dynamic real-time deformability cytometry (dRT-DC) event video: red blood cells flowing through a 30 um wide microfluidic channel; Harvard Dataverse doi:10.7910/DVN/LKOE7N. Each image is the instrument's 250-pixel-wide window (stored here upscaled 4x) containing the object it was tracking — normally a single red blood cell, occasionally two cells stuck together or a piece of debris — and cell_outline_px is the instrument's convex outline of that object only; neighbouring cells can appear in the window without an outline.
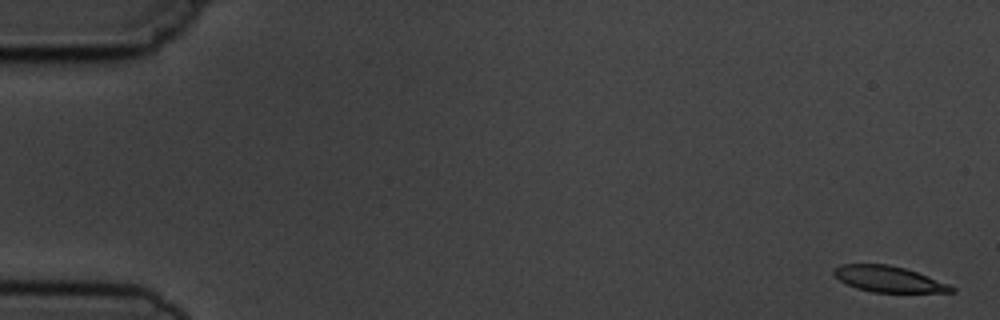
{"species": "common noctule bat (a hibernating species)", "species_latin": "Nyctalus noctula", "temperature_condition": "cold", "stored_images_in_passage": 6, "camera_frame_rate_fps": 3000, "um_per_image_px": 0.085, "animal": {"sex": "male", "body_mass_g": 19.5, "forearm_length_mm": 54.6}, "frame": {"image": 1, "passage_image": 1, "time_ms": 0.0, "image_size_px": [1000, 320], "cell_outline_px": [[956, 292], [872, 292], [856, 288], [840, 280], [832, 272], [832, 268], [840, 264], [888, 264], [904, 268], [916, 272], [948, 284], [956, 288]], "centroid_in_image_um": [75.5, 23.72], "position_along_channel_um": 9.5, "area_um2": 17.63}}